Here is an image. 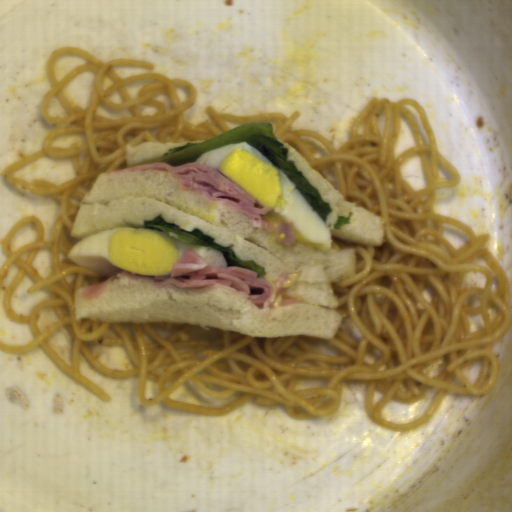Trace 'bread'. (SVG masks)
<instances>
[{
	"label": "bread",
	"mask_w": 512,
	"mask_h": 512,
	"mask_svg": "<svg viewBox=\"0 0 512 512\" xmlns=\"http://www.w3.org/2000/svg\"><path fill=\"white\" fill-rule=\"evenodd\" d=\"M161 216L187 232L198 228L215 243L228 247L240 261H253L265 276L302 271L282 293L304 303L273 309L270 297L258 308L246 293L217 283L205 288L180 289L175 284L156 288L154 280L119 277L99 296L82 299L86 286L74 292L75 319L108 323H162L199 325L250 338H282L304 335L320 341L333 340L343 315L336 309L339 298L332 283L344 274H356L354 247L319 248L315 253L303 245L276 248L270 231L223 202L209 200L198 191L183 188L163 169L109 171L98 175L83 195L70 238L83 240L107 228H145L144 221Z\"/></svg>",
	"instance_id": "obj_1"
},
{
	"label": "bread",
	"mask_w": 512,
	"mask_h": 512,
	"mask_svg": "<svg viewBox=\"0 0 512 512\" xmlns=\"http://www.w3.org/2000/svg\"><path fill=\"white\" fill-rule=\"evenodd\" d=\"M277 141L287 148V160L294 161L297 171L302 170L310 184L319 191L321 199L329 203L332 211L325 223L331 236L349 243L381 248L385 241L382 217L364 206L345 201L339 190L320 172L311 168L306 158L289 142L279 138Z\"/></svg>",
	"instance_id": "obj_2"
},
{
	"label": "bread",
	"mask_w": 512,
	"mask_h": 512,
	"mask_svg": "<svg viewBox=\"0 0 512 512\" xmlns=\"http://www.w3.org/2000/svg\"><path fill=\"white\" fill-rule=\"evenodd\" d=\"M185 142H140L137 146L131 147L128 143L124 144V161L126 167L138 165L143 161L161 158L169 149L185 146Z\"/></svg>",
	"instance_id": "obj_3"
}]
</instances>
